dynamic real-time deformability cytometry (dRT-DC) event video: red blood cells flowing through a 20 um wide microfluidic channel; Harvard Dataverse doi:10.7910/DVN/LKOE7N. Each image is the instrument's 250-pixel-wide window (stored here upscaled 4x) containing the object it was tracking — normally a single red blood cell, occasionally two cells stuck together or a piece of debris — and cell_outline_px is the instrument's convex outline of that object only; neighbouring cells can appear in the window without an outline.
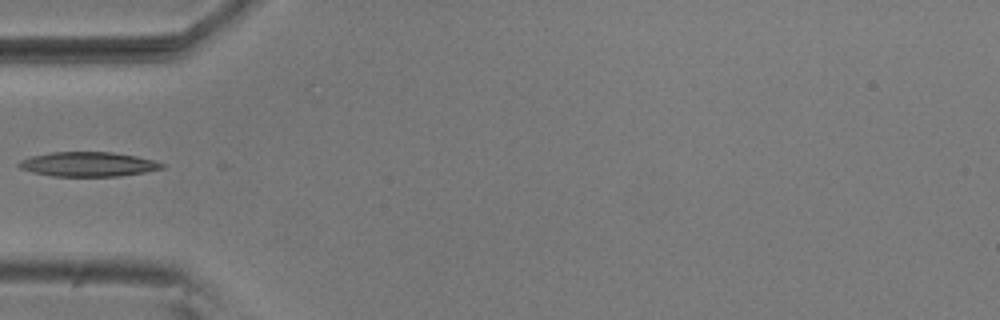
{"species": "common noctule bat (a hibernating species)", "species_latin": "Nyctalus noctula", "temperature_condition": "room temperature", "stored_images_in_passage": 3, "camera_frame_rate_fps": 3000, "um_per_image_px": 0.085, "animal": {"sex": "male", "body_mass_g": 20.5, "forearm_length_mm": 52.5}, "frame": {"image": 1, "passage_image": 3, "time_ms": 0.667, "image_size_px": [1000, 320], "cell_outline_px": [[164, 168], [144, 172], [120, 176], [52, 176], [32, 172], [20, 168], [16, 164], [20, 160], [32, 156], [52, 152], [112, 152], [136, 156], [152, 160], [164, 164]], "centroid_in_image_um": [7.46, 13.96], "position_along_channel_um": 77.5, "area_um2": 20.35}}